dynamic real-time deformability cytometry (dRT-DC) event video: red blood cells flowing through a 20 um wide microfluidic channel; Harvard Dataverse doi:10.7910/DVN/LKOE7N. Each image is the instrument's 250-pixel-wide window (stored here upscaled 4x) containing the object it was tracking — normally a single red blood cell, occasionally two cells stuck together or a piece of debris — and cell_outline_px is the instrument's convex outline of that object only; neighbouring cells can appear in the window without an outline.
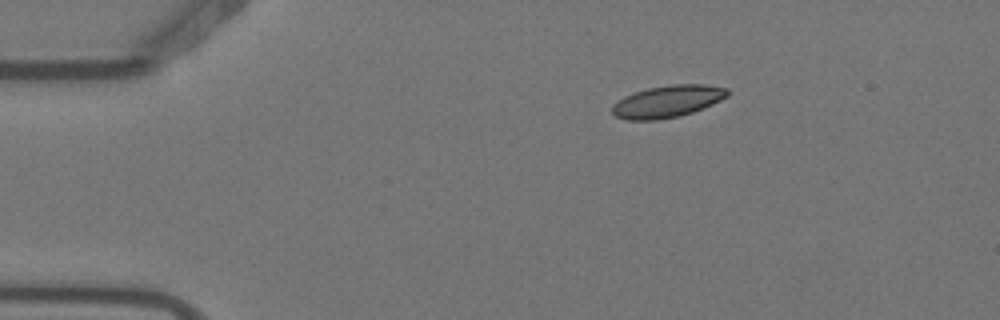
{"species": "Egyptian fruit bat (a non-hibernating species)", "species_latin": "Rousettus aegyptiacus", "temperature_condition": "warm", "stored_images_in_passage": 3, "camera_frame_rate_fps": 3000, "um_per_image_px": 0.085, "animal": {"sex": "female"}, "frame": {"image": 1, "passage_image": 1, "time_ms": 0.0, "image_size_px": [1000, 320], "cell_outline_px": [[728, 96], [712, 104], [692, 112], [680, 116], [656, 120], [628, 120], [616, 116], [612, 112], [612, 104], [624, 96], [648, 88], [672, 84], [704, 84], [728, 88]], "centroid_in_image_um": [56.73, 8.62], "position_along_channel_um": 28.3, "area_um2": 21.44}}